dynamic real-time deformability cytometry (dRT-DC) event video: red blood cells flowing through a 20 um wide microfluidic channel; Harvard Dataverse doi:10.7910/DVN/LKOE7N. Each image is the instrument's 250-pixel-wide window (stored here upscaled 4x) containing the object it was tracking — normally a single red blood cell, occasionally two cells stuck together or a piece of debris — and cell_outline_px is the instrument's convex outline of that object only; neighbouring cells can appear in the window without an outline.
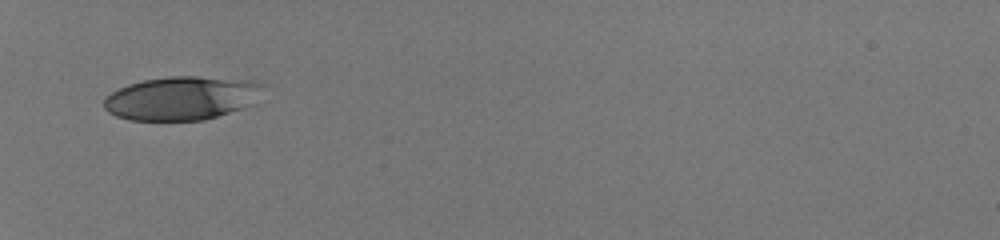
{"species": "human", "species_latin": "Homo sapiens", "temperature_condition": "room temperature", "stored_images_in_passage": 32, "camera_frame_rate_fps": 3000, "um_per_image_px": 0.085, "donor": {"sex": "male"}, "frame": {"image": 1, "passage_image": 1, "time_ms": 0.0, "image_size_px": [1000, 240], "cell_outline_px": [[264, 84], [256, 104], [204, 120], [132, 120], [116, 116], [108, 112], [104, 108], [104, 96], [128, 84], [144, 80], [172, 76], [196, 76], [252, 80]], "centroid_in_image_um": [15.47, 8.34], "position_along_channel_um": 69.5, "area_um2": 40.63}}
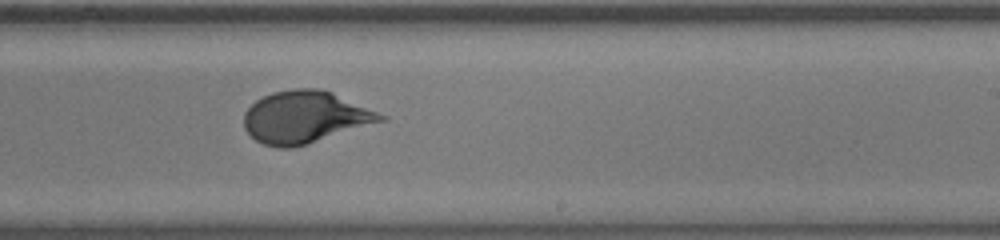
{"frame": {"image": 2, "passage_image": 16, "time_ms": 5.0, "image_size_px": [1000, 240], "cell_outline_px": [[388, 120], [308, 144], [292, 148], [276, 148], [264, 144], [256, 140], [244, 128], [244, 112], [256, 100], [272, 92], [292, 88], [320, 88], [332, 92], [388, 116]], "centroid_in_image_um": [25.96, 9.96], "position_along_channel_um": 263.0, "area_um2": 41.79}}
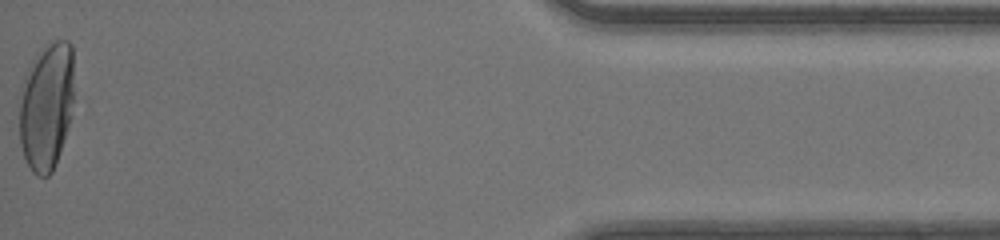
{"frame": {"image": 3, "passage_image": 32, "time_ms": 10.333, "image_size_px": [1000, 240], "cell_outline_px": [[72, 100], [68, 124], [52, 172], [48, 176], [36, 176], [32, 172], [24, 156], [20, 144], [20, 88], [28, 68], [32, 60], [40, 48], [52, 40], [68, 40], [72, 44]], "centroid_in_image_um": [3.92, 8.97], "position_along_channel_um": 431.3, "area_um2": 40.34}, "authors_computed_cell_mechanics": {"area_um2": 40.3733, "velocity_mm_per_s": 4.1872, "shape_relaxation_time_tau1_ms": 3.7724, "shape_relaxation_time_tau2_ms": null, "deformation_change_tau1": 0.2027, "deformation_change_tau2": null}}